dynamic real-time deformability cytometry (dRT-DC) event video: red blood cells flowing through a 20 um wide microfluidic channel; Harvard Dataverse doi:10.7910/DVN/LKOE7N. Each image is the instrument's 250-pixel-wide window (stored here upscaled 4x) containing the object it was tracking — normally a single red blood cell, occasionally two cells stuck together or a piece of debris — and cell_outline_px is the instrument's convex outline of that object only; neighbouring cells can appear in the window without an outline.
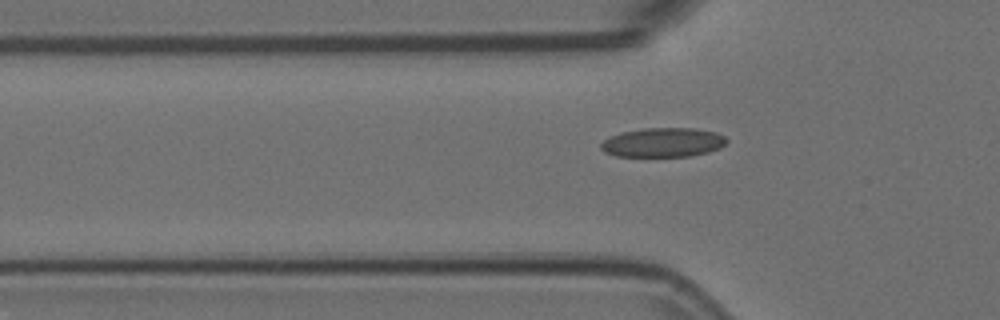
{"species": "Egyptian fruit bat (a non-hibernating species)", "species_latin": "Rousettus aegyptiacus", "temperature_condition": "room temperature", "stored_images_in_passage": 6, "camera_frame_rate_fps": 3000, "um_per_image_px": 0.085, "animal": {"sex": "female"}, "frame": {"image": 1, "passage_image": 6, "time_ms": 1.667, "image_size_px": [1000, 320], "cell_outline_px": [[728, 140], [720, 148], [708, 152], [692, 156], [616, 156], [604, 152], [600, 148], [600, 144], [604, 140], [620, 132], [644, 128], [696, 128], [716, 132], [724, 136]], "centroid_in_image_um": [56.36, 12.1], "position_along_channel_um": 69.4, "area_um2": 21.5}}